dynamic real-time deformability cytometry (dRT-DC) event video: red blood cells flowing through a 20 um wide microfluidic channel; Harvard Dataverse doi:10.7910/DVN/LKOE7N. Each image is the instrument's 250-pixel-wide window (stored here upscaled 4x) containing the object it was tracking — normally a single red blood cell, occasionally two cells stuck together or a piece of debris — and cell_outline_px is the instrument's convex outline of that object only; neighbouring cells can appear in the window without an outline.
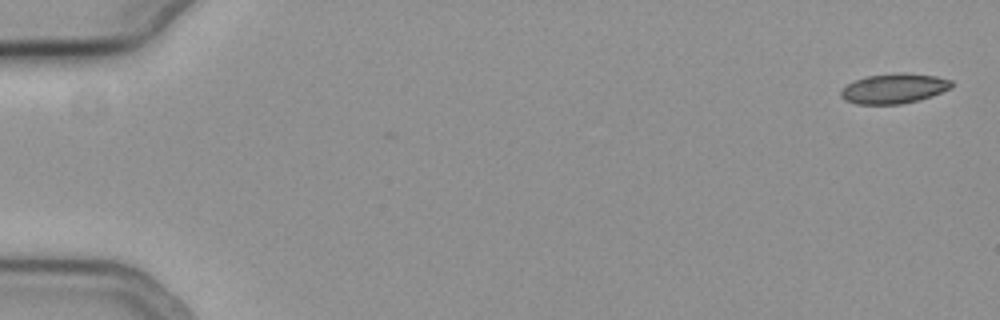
{"species": "common noctule bat (a hibernating species)", "species_latin": "Nyctalus noctula", "temperature_condition": "cold", "stored_images_in_passage": 5, "camera_frame_rate_fps": 3000, "um_per_image_px": 0.085, "animal": {"sex": "female", "body_mass_g": 19.3, "forearm_length_mm": 54.1}, "frame": {"image": 1, "passage_image": 1, "time_ms": 0.0, "image_size_px": [1000, 320], "cell_outline_px": [[952, 88], [932, 96], [920, 100], [900, 104], [856, 104], [844, 100], [840, 96], [840, 92], [848, 84], [856, 80], [868, 76], [900, 72], [908, 72], [936, 76], [952, 80]], "centroid_in_image_um": [76.02, 7.52], "position_along_channel_um": 9.0, "area_um2": 19.42}}